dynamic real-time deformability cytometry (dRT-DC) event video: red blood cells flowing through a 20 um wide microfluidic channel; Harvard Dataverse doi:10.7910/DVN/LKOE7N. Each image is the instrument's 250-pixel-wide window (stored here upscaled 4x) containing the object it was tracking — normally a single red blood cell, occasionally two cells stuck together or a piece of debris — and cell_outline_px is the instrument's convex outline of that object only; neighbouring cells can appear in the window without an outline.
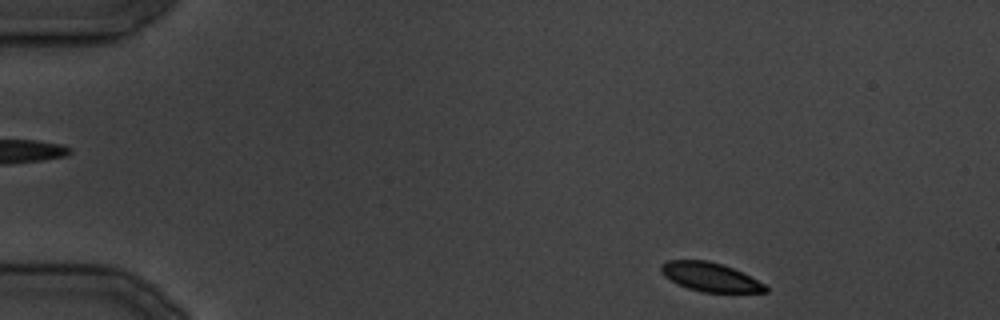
{"species": "common noctule bat (a hibernating species)", "species_latin": "Nyctalus noctula", "temperature_condition": "cold", "stored_images_in_passage": 7, "camera_frame_rate_fps": 3000, "um_per_image_px": 0.085, "animal": {"sex": "male", "body_mass_g": 19.5, "forearm_length_mm": 54.6}, "frame": {"image": 1, "passage_image": 1, "time_ms": 0.0, "image_size_px": [1000, 320], "cell_outline_px": [[768, 292], [704, 292], [688, 288], [676, 284], [664, 276], [660, 272], [660, 264], [668, 260], [708, 260], [724, 264], [764, 284], [768, 288]], "centroid_in_image_um": [60.3, 23.53], "position_along_channel_um": 24.7, "area_um2": 17.51}}